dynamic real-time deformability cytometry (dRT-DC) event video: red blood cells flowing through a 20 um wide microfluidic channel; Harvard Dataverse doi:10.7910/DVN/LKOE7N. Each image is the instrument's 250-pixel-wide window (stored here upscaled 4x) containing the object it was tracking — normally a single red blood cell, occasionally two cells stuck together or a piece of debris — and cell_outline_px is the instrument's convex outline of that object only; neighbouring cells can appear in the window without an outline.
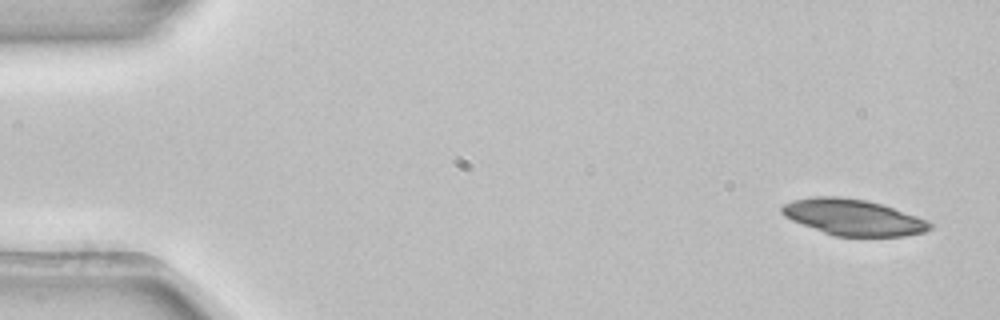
{"species": "common noctule bat (a hibernating species)", "species_latin": "Nyctalus noctula", "temperature_condition": "room temperature", "stored_images_in_passage": 3, "camera_frame_rate_fps": 3000, "um_per_image_px": 0.085, "animal": {"sex": "female", "body_mass_g": 22.7, "forearm_length_mm": 54.2}, "frame": {"image": 1, "passage_image": 1, "time_ms": 0.0, "image_size_px": [1000, 320], "cell_outline_px": [[932, 228], [924, 232], [904, 236], [836, 236], [824, 232], [792, 220], [784, 216], [780, 212], [780, 208], [784, 204], [792, 200], [816, 196], [840, 196], [868, 200], [884, 204], [916, 216], [932, 224]], "centroid_in_image_um": [72.51, 18.45], "position_along_channel_um": 12.5, "area_um2": 31.04}}